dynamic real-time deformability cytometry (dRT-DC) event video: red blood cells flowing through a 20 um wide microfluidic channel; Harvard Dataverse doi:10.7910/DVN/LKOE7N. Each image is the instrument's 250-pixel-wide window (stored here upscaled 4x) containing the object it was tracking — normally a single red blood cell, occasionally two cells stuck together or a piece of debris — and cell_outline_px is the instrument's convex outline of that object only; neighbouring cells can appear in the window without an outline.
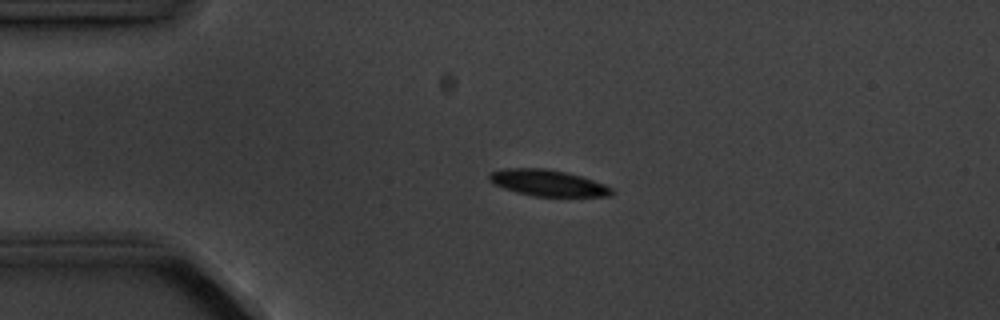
{"species": "common noctule bat (a hibernating species)", "species_latin": "Nyctalus noctula", "temperature_condition": "cold", "stored_images_in_passage": 5, "camera_frame_rate_fps": 3000, "um_per_image_px": 0.085, "animal": {"sex": "male", "body_mass_g": 20.1, "forearm_length_mm": 53.5}, "frame": {"image": 1, "passage_image": 4, "time_ms": 3.333, "image_size_px": [1000, 320], "cell_outline_px": [[616, 192], [608, 196], [532, 196], [516, 192], [504, 188], [488, 180], [488, 176], [492, 172], [504, 168], [544, 168], [564, 172], [580, 176], [604, 184], [612, 188]], "centroid_in_image_um": [46.56, 15.55], "position_along_channel_um": 38.4, "area_um2": 18.55}}